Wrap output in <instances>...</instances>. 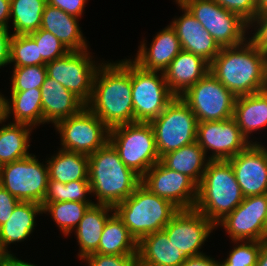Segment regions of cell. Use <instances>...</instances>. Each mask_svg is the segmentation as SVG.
<instances>
[{"label":"cell","mask_w":267,"mask_h":266,"mask_svg":"<svg viewBox=\"0 0 267 266\" xmlns=\"http://www.w3.org/2000/svg\"><path fill=\"white\" fill-rule=\"evenodd\" d=\"M256 1H257L258 12L267 11V0H256Z\"/></svg>","instance_id":"obj_51"},{"label":"cell","mask_w":267,"mask_h":266,"mask_svg":"<svg viewBox=\"0 0 267 266\" xmlns=\"http://www.w3.org/2000/svg\"><path fill=\"white\" fill-rule=\"evenodd\" d=\"M19 200L0 185V226L11 217Z\"/></svg>","instance_id":"obj_43"},{"label":"cell","mask_w":267,"mask_h":266,"mask_svg":"<svg viewBox=\"0 0 267 266\" xmlns=\"http://www.w3.org/2000/svg\"><path fill=\"white\" fill-rule=\"evenodd\" d=\"M3 95L0 94V123L5 122L7 119V108H6V101Z\"/></svg>","instance_id":"obj_50"},{"label":"cell","mask_w":267,"mask_h":266,"mask_svg":"<svg viewBox=\"0 0 267 266\" xmlns=\"http://www.w3.org/2000/svg\"><path fill=\"white\" fill-rule=\"evenodd\" d=\"M0 266H36L34 264L24 262L16 258L10 252L3 253L0 257Z\"/></svg>","instance_id":"obj_47"},{"label":"cell","mask_w":267,"mask_h":266,"mask_svg":"<svg viewBox=\"0 0 267 266\" xmlns=\"http://www.w3.org/2000/svg\"><path fill=\"white\" fill-rule=\"evenodd\" d=\"M46 77L45 65L14 67L11 77V91L41 89Z\"/></svg>","instance_id":"obj_37"},{"label":"cell","mask_w":267,"mask_h":266,"mask_svg":"<svg viewBox=\"0 0 267 266\" xmlns=\"http://www.w3.org/2000/svg\"><path fill=\"white\" fill-rule=\"evenodd\" d=\"M197 142L169 152L160 158V162L173 171L190 177L197 185L201 182L209 159ZM207 161V162H206Z\"/></svg>","instance_id":"obj_28"},{"label":"cell","mask_w":267,"mask_h":266,"mask_svg":"<svg viewBox=\"0 0 267 266\" xmlns=\"http://www.w3.org/2000/svg\"><path fill=\"white\" fill-rule=\"evenodd\" d=\"M86 2L87 0H47V4L76 17L82 15Z\"/></svg>","instance_id":"obj_44"},{"label":"cell","mask_w":267,"mask_h":266,"mask_svg":"<svg viewBox=\"0 0 267 266\" xmlns=\"http://www.w3.org/2000/svg\"><path fill=\"white\" fill-rule=\"evenodd\" d=\"M224 9L236 13L248 23L258 13L256 0H213Z\"/></svg>","instance_id":"obj_41"},{"label":"cell","mask_w":267,"mask_h":266,"mask_svg":"<svg viewBox=\"0 0 267 266\" xmlns=\"http://www.w3.org/2000/svg\"><path fill=\"white\" fill-rule=\"evenodd\" d=\"M55 128L60 133V145L64 150L89 156L109 142L110 129L86 106L59 121Z\"/></svg>","instance_id":"obj_12"},{"label":"cell","mask_w":267,"mask_h":266,"mask_svg":"<svg viewBox=\"0 0 267 266\" xmlns=\"http://www.w3.org/2000/svg\"><path fill=\"white\" fill-rule=\"evenodd\" d=\"M212 35L218 45L234 47L245 43L249 23L213 0H177Z\"/></svg>","instance_id":"obj_8"},{"label":"cell","mask_w":267,"mask_h":266,"mask_svg":"<svg viewBox=\"0 0 267 266\" xmlns=\"http://www.w3.org/2000/svg\"><path fill=\"white\" fill-rule=\"evenodd\" d=\"M109 211L112 213L114 207L97 203L90 205L85 211L83 218L75 229L80 247L78 255L81 260L97 252L104 225L111 216L108 214Z\"/></svg>","instance_id":"obj_26"},{"label":"cell","mask_w":267,"mask_h":266,"mask_svg":"<svg viewBox=\"0 0 267 266\" xmlns=\"http://www.w3.org/2000/svg\"><path fill=\"white\" fill-rule=\"evenodd\" d=\"M266 240H267V221H266Z\"/></svg>","instance_id":"obj_52"},{"label":"cell","mask_w":267,"mask_h":266,"mask_svg":"<svg viewBox=\"0 0 267 266\" xmlns=\"http://www.w3.org/2000/svg\"><path fill=\"white\" fill-rule=\"evenodd\" d=\"M227 161L244 197L267 194V149L263 145L250 144Z\"/></svg>","instance_id":"obj_18"},{"label":"cell","mask_w":267,"mask_h":266,"mask_svg":"<svg viewBox=\"0 0 267 266\" xmlns=\"http://www.w3.org/2000/svg\"><path fill=\"white\" fill-rule=\"evenodd\" d=\"M210 258L207 255L200 254L186 258L180 266H220V262Z\"/></svg>","instance_id":"obj_46"},{"label":"cell","mask_w":267,"mask_h":266,"mask_svg":"<svg viewBox=\"0 0 267 266\" xmlns=\"http://www.w3.org/2000/svg\"><path fill=\"white\" fill-rule=\"evenodd\" d=\"M179 97L189 106L198 122L233 118L237 98L210 72Z\"/></svg>","instance_id":"obj_10"},{"label":"cell","mask_w":267,"mask_h":266,"mask_svg":"<svg viewBox=\"0 0 267 266\" xmlns=\"http://www.w3.org/2000/svg\"><path fill=\"white\" fill-rule=\"evenodd\" d=\"M149 123L153 128L160 158L196 142L197 118L179 96H176L164 111Z\"/></svg>","instance_id":"obj_7"},{"label":"cell","mask_w":267,"mask_h":266,"mask_svg":"<svg viewBox=\"0 0 267 266\" xmlns=\"http://www.w3.org/2000/svg\"><path fill=\"white\" fill-rule=\"evenodd\" d=\"M244 199L233 168L227 160L208 161L198 185L194 209L215 226Z\"/></svg>","instance_id":"obj_4"},{"label":"cell","mask_w":267,"mask_h":266,"mask_svg":"<svg viewBox=\"0 0 267 266\" xmlns=\"http://www.w3.org/2000/svg\"><path fill=\"white\" fill-rule=\"evenodd\" d=\"M42 92L39 88L11 91V101H6L7 118L14 114V123L34 127L43 124Z\"/></svg>","instance_id":"obj_31"},{"label":"cell","mask_w":267,"mask_h":266,"mask_svg":"<svg viewBox=\"0 0 267 266\" xmlns=\"http://www.w3.org/2000/svg\"><path fill=\"white\" fill-rule=\"evenodd\" d=\"M10 0H0V27L8 28V21L10 20Z\"/></svg>","instance_id":"obj_48"},{"label":"cell","mask_w":267,"mask_h":266,"mask_svg":"<svg viewBox=\"0 0 267 266\" xmlns=\"http://www.w3.org/2000/svg\"><path fill=\"white\" fill-rule=\"evenodd\" d=\"M41 92L43 124L52 122L56 125L59 121L77 114L86 106L73 92L49 76L41 86Z\"/></svg>","instance_id":"obj_22"},{"label":"cell","mask_w":267,"mask_h":266,"mask_svg":"<svg viewBox=\"0 0 267 266\" xmlns=\"http://www.w3.org/2000/svg\"><path fill=\"white\" fill-rule=\"evenodd\" d=\"M256 266H267V240L261 242L260 252Z\"/></svg>","instance_id":"obj_49"},{"label":"cell","mask_w":267,"mask_h":266,"mask_svg":"<svg viewBox=\"0 0 267 266\" xmlns=\"http://www.w3.org/2000/svg\"><path fill=\"white\" fill-rule=\"evenodd\" d=\"M88 180L97 204L115 207L141 184V177L128 168L108 142L88 156Z\"/></svg>","instance_id":"obj_3"},{"label":"cell","mask_w":267,"mask_h":266,"mask_svg":"<svg viewBox=\"0 0 267 266\" xmlns=\"http://www.w3.org/2000/svg\"><path fill=\"white\" fill-rule=\"evenodd\" d=\"M10 63L14 67L45 65L39 56L38 46L30 35H14L10 42Z\"/></svg>","instance_id":"obj_36"},{"label":"cell","mask_w":267,"mask_h":266,"mask_svg":"<svg viewBox=\"0 0 267 266\" xmlns=\"http://www.w3.org/2000/svg\"><path fill=\"white\" fill-rule=\"evenodd\" d=\"M109 143L124 164L140 177L160 161L149 122H133L110 129Z\"/></svg>","instance_id":"obj_6"},{"label":"cell","mask_w":267,"mask_h":266,"mask_svg":"<svg viewBox=\"0 0 267 266\" xmlns=\"http://www.w3.org/2000/svg\"><path fill=\"white\" fill-rule=\"evenodd\" d=\"M142 69L131 59V86L134 122L157 118L176 97L169 89L163 72Z\"/></svg>","instance_id":"obj_9"},{"label":"cell","mask_w":267,"mask_h":266,"mask_svg":"<svg viewBox=\"0 0 267 266\" xmlns=\"http://www.w3.org/2000/svg\"><path fill=\"white\" fill-rule=\"evenodd\" d=\"M47 0H10L14 35H29L40 29Z\"/></svg>","instance_id":"obj_33"},{"label":"cell","mask_w":267,"mask_h":266,"mask_svg":"<svg viewBox=\"0 0 267 266\" xmlns=\"http://www.w3.org/2000/svg\"><path fill=\"white\" fill-rule=\"evenodd\" d=\"M86 107L109 129L134 122L130 59L101 63Z\"/></svg>","instance_id":"obj_1"},{"label":"cell","mask_w":267,"mask_h":266,"mask_svg":"<svg viewBox=\"0 0 267 266\" xmlns=\"http://www.w3.org/2000/svg\"><path fill=\"white\" fill-rule=\"evenodd\" d=\"M196 142L205 154L208 150L212 151V155L208 157L212 161L229 160L250 144L259 143L248 141L233 118L198 122Z\"/></svg>","instance_id":"obj_16"},{"label":"cell","mask_w":267,"mask_h":266,"mask_svg":"<svg viewBox=\"0 0 267 266\" xmlns=\"http://www.w3.org/2000/svg\"><path fill=\"white\" fill-rule=\"evenodd\" d=\"M42 212V205L35 202L19 201L11 217L0 226V251L9 252L10 243L24 241L35 226V216Z\"/></svg>","instance_id":"obj_25"},{"label":"cell","mask_w":267,"mask_h":266,"mask_svg":"<svg viewBox=\"0 0 267 266\" xmlns=\"http://www.w3.org/2000/svg\"><path fill=\"white\" fill-rule=\"evenodd\" d=\"M32 129L29 125L13 122L0 128V166L31 155L28 143Z\"/></svg>","instance_id":"obj_32"},{"label":"cell","mask_w":267,"mask_h":266,"mask_svg":"<svg viewBox=\"0 0 267 266\" xmlns=\"http://www.w3.org/2000/svg\"><path fill=\"white\" fill-rule=\"evenodd\" d=\"M94 202L62 201L48 203L42 208V212L51 214L64 235H69L78 226L85 211Z\"/></svg>","instance_id":"obj_34"},{"label":"cell","mask_w":267,"mask_h":266,"mask_svg":"<svg viewBox=\"0 0 267 266\" xmlns=\"http://www.w3.org/2000/svg\"><path fill=\"white\" fill-rule=\"evenodd\" d=\"M87 193L91 194L89 180H77L64 184L49 179L42 208L48 203L62 201L91 202L86 198Z\"/></svg>","instance_id":"obj_35"},{"label":"cell","mask_w":267,"mask_h":266,"mask_svg":"<svg viewBox=\"0 0 267 266\" xmlns=\"http://www.w3.org/2000/svg\"><path fill=\"white\" fill-rule=\"evenodd\" d=\"M48 180L47 164L43 165L32 154L0 167V185L19 201L42 205Z\"/></svg>","instance_id":"obj_11"},{"label":"cell","mask_w":267,"mask_h":266,"mask_svg":"<svg viewBox=\"0 0 267 266\" xmlns=\"http://www.w3.org/2000/svg\"><path fill=\"white\" fill-rule=\"evenodd\" d=\"M261 248V241H246L236 244L220 266H256Z\"/></svg>","instance_id":"obj_39"},{"label":"cell","mask_w":267,"mask_h":266,"mask_svg":"<svg viewBox=\"0 0 267 266\" xmlns=\"http://www.w3.org/2000/svg\"><path fill=\"white\" fill-rule=\"evenodd\" d=\"M141 184L151 193L170 201L179 210L195 207L198 185L190 177L168 169L160 161L141 177Z\"/></svg>","instance_id":"obj_15"},{"label":"cell","mask_w":267,"mask_h":266,"mask_svg":"<svg viewBox=\"0 0 267 266\" xmlns=\"http://www.w3.org/2000/svg\"><path fill=\"white\" fill-rule=\"evenodd\" d=\"M29 35L35 40L38 46L39 56H41L46 63L63 57L70 51L52 33L41 28Z\"/></svg>","instance_id":"obj_38"},{"label":"cell","mask_w":267,"mask_h":266,"mask_svg":"<svg viewBox=\"0 0 267 266\" xmlns=\"http://www.w3.org/2000/svg\"><path fill=\"white\" fill-rule=\"evenodd\" d=\"M47 167L50 180L64 184L88 180L89 160L86 154L61 149L47 160Z\"/></svg>","instance_id":"obj_29"},{"label":"cell","mask_w":267,"mask_h":266,"mask_svg":"<svg viewBox=\"0 0 267 266\" xmlns=\"http://www.w3.org/2000/svg\"><path fill=\"white\" fill-rule=\"evenodd\" d=\"M209 72L236 97L267 89V53L250 41L222 47Z\"/></svg>","instance_id":"obj_2"},{"label":"cell","mask_w":267,"mask_h":266,"mask_svg":"<svg viewBox=\"0 0 267 266\" xmlns=\"http://www.w3.org/2000/svg\"><path fill=\"white\" fill-rule=\"evenodd\" d=\"M84 261L89 266H139L137 255H104L93 253L86 256Z\"/></svg>","instance_id":"obj_40"},{"label":"cell","mask_w":267,"mask_h":266,"mask_svg":"<svg viewBox=\"0 0 267 266\" xmlns=\"http://www.w3.org/2000/svg\"><path fill=\"white\" fill-rule=\"evenodd\" d=\"M104 255H137V241L115 212L106 221L98 250Z\"/></svg>","instance_id":"obj_30"},{"label":"cell","mask_w":267,"mask_h":266,"mask_svg":"<svg viewBox=\"0 0 267 266\" xmlns=\"http://www.w3.org/2000/svg\"><path fill=\"white\" fill-rule=\"evenodd\" d=\"M139 266H180L186 257L161 230L148 234L137 243Z\"/></svg>","instance_id":"obj_23"},{"label":"cell","mask_w":267,"mask_h":266,"mask_svg":"<svg viewBox=\"0 0 267 266\" xmlns=\"http://www.w3.org/2000/svg\"><path fill=\"white\" fill-rule=\"evenodd\" d=\"M233 119L247 139L253 131L267 125V89L258 93L238 96Z\"/></svg>","instance_id":"obj_27"},{"label":"cell","mask_w":267,"mask_h":266,"mask_svg":"<svg viewBox=\"0 0 267 266\" xmlns=\"http://www.w3.org/2000/svg\"><path fill=\"white\" fill-rule=\"evenodd\" d=\"M267 194L244 197L243 201L219 225L235 243L266 240Z\"/></svg>","instance_id":"obj_14"},{"label":"cell","mask_w":267,"mask_h":266,"mask_svg":"<svg viewBox=\"0 0 267 266\" xmlns=\"http://www.w3.org/2000/svg\"><path fill=\"white\" fill-rule=\"evenodd\" d=\"M216 226L195 209L179 210L163 228L172 242L186 258L203 254L202 244Z\"/></svg>","instance_id":"obj_17"},{"label":"cell","mask_w":267,"mask_h":266,"mask_svg":"<svg viewBox=\"0 0 267 266\" xmlns=\"http://www.w3.org/2000/svg\"><path fill=\"white\" fill-rule=\"evenodd\" d=\"M176 2L184 14L174 19L171 26L176 30L182 50L199 55L211 63L221 47L197 19L177 0Z\"/></svg>","instance_id":"obj_19"},{"label":"cell","mask_w":267,"mask_h":266,"mask_svg":"<svg viewBox=\"0 0 267 266\" xmlns=\"http://www.w3.org/2000/svg\"><path fill=\"white\" fill-rule=\"evenodd\" d=\"M210 70V63L199 55L182 50L164 70L170 91L181 96Z\"/></svg>","instance_id":"obj_21"},{"label":"cell","mask_w":267,"mask_h":266,"mask_svg":"<svg viewBox=\"0 0 267 266\" xmlns=\"http://www.w3.org/2000/svg\"><path fill=\"white\" fill-rule=\"evenodd\" d=\"M257 23V24H255ZM254 24V25H253ZM252 25L256 28L253 37L248 38L249 41L262 52L267 53V11L258 12L255 17L249 22V28Z\"/></svg>","instance_id":"obj_42"},{"label":"cell","mask_w":267,"mask_h":266,"mask_svg":"<svg viewBox=\"0 0 267 266\" xmlns=\"http://www.w3.org/2000/svg\"><path fill=\"white\" fill-rule=\"evenodd\" d=\"M8 31V28L0 27V68L10 63V42L13 34Z\"/></svg>","instance_id":"obj_45"},{"label":"cell","mask_w":267,"mask_h":266,"mask_svg":"<svg viewBox=\"0 0 267 266\" xmlns=\"http://www.w3.org/2000/svg\"><path fill=\"white\" fill-rule=\"evenodd\" d=\"M78 19L57 7L46 4L40 28L52 33L70 51H82L88 49V45L78 25Z\"/></svg>","instance_id":"obj_24"},{"label":"cell","mask_w":267,"mask_h":266,"mask_svg":"<svg viewBox=\"0 0 267 266\" xmlns=\"http://www.w3.org/2000/svg\"><path fill=\"white\" fill-rule=\"evenodd\" d=\"M87 49L69 51L63 57L45 64L47 76L56 80L87 104L93 92L94 78L99 68Z\"/></svg>","instance_id":"obj_13"},{"label":"cell","mask_w":267,"mask_h":266,"mask_svg":"<svg viewBox=\"0 0 267 266\" xmlns=\"http://www.w3.org/2000/svg\"><path fill=\"white\" fill-rule=\"evenodd\" d=\"M178 211L170 201L151 193L142 184L114 207L137 243L148 234L163 230Z\"/></svg>","instance_id":"obj_5"},{"label":"cell","mask_w":267,"mask_h":266,"mask_svg":"<svg viewBox=\"0 0 267 266\" xmlns=\"http://www.w3.org/2000/svg\"><path fill=\"white\" fill-rule=\"evenodd\" d=\"M146 47V43L143 42L133 61L147 71L164 72L172 60L182 51L176 30L171 24L153 38L150 48Z\"/></svg>","instance_id":"obj_20"}]
</instances>
